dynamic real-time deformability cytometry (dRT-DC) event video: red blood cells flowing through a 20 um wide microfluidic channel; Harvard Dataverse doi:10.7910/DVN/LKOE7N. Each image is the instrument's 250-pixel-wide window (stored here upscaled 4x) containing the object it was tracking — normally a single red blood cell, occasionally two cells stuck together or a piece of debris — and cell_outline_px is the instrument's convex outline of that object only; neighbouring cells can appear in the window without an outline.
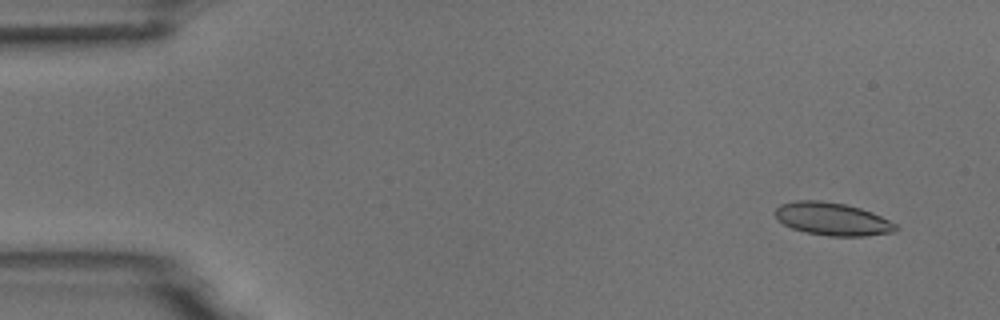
{"species": "common noctule bat (a hibernating species)", "species_latin": "Nyctalus noctula", "temperature_condition": "room temperature", "stored_images_in_passage": 54, "camera_frame_rate_fps": 3000, "um_per_image_px": 0.085, "animal": {"sex": "male", "body_mass_g": 18.8}, "frame": {"image": 1, "passage_image": 4, "time_ms": 1.0, "image_size_px": [1000, 320], "cell_outline_px": [[900, 228], [896, 232], [864, 236], [828, 236], [808, 232], [792, 228], [784, 224], [776, 216], [776, 208], [780, 204], [796, 200], [820, 200], [844, 204], [860, 208], [872, 212], [896, 224]], "centroid_in_image_um": [70.79, 18.61], "position_along_channel_um": 14.2, "area_um2": 22.95}}
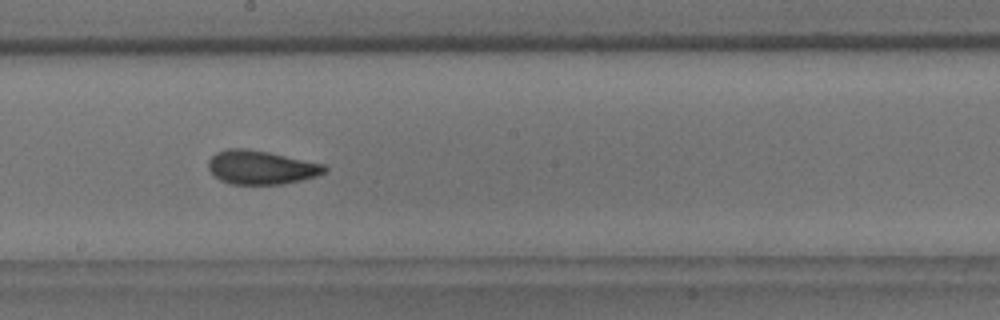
{"frame": {"image": 2, "passage_image": 30, "time_ms": 9.667, "image_size_px": [1000, 320], "cell_outline_px": [[328, 168], [324, 172], [316, 176], [284, 184], [232, 184], [220, 180], [212, 176], [208, 168], [208, 160], [216, 152], [228, 148], [248, 148], [268, 152], [324, 164]], "centroid_in_image_um": [22.14, 14.22], "position_along_channel_um": 226.1, "area_um2": 22.95}}
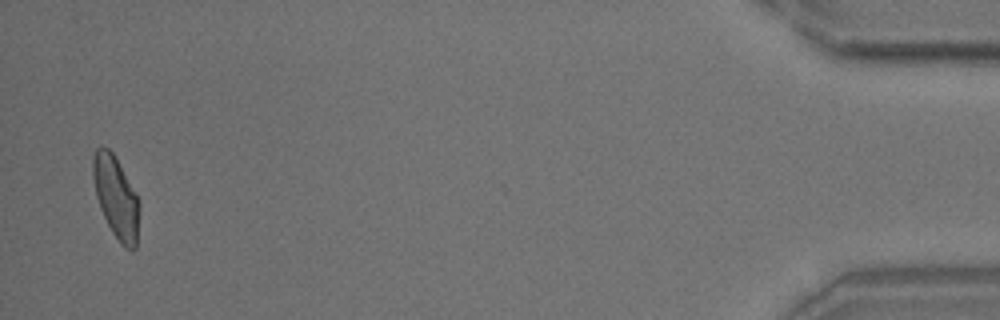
{"frame": {"image": 3, "passage_image": 53, "time_ms": 17.333, "image_size_px": [1000, 320], "cell_outline_px": [[140, 204], [136, 248], [132, 252], [124, 248], [120, 244], [112, 232], [100, 208], [96, 196], [92, 176], [92, 156], [96, 148], [100, 144], [108, 148], [112, 152], [136, 196]], "centroid_in_image_um": [9.84, 16.8], "position_along_channel_um": 425.4, "area_um2": 22.02}, "authors_computed_cell_mechanics": {"area_um2": 22.7154, "velocity_mm_per_s": 3.7255, "shape_relaxation_time_tau1_ms": 11.3163, "shape_relaxation_time_tau2_ms": 1.8001, "deformation_change_tau1": 0.2307, "deformation_change_tau2": 0.0803}}